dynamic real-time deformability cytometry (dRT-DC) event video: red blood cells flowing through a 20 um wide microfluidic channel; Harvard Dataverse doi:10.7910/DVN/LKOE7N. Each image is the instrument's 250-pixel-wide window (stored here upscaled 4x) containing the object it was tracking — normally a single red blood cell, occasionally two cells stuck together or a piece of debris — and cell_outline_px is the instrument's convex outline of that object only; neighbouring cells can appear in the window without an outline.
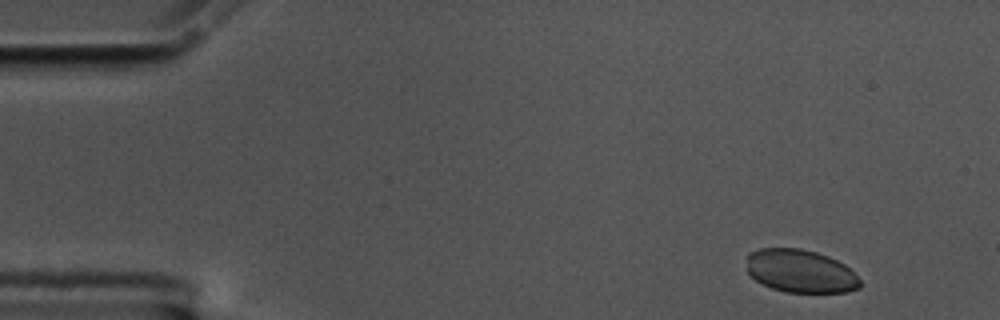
{"species": "common noctule bat (a hibernating species)", "species_latin": "Nyctalus noctula", "temperature_condition": "cold", "stored_images_in_passage": 55, "camera_frame_rate_fps": 3000, "um_per_image_px": 0.085, "animal": {"sex": "male", "body_mass_g": 17.5, "forearm_length_mm": 52.3}, "frame": {"image": 1, "passage_image": 3, "time_ms": 0.667, "image_size_px": [1000, 320], "cell_outline_px": [[860, 288], [848, 292], [784, 292], [772, 288], [756, 280], [748, 272], [748, 252], [760, 248], [800, 248], [816, 252], [828, 256], [844, 264], [860, 280]], "centroid_in_image_um": [68.04, 23.04], "position_along_channel_um": 17.0, "area_um2": 28.32}}
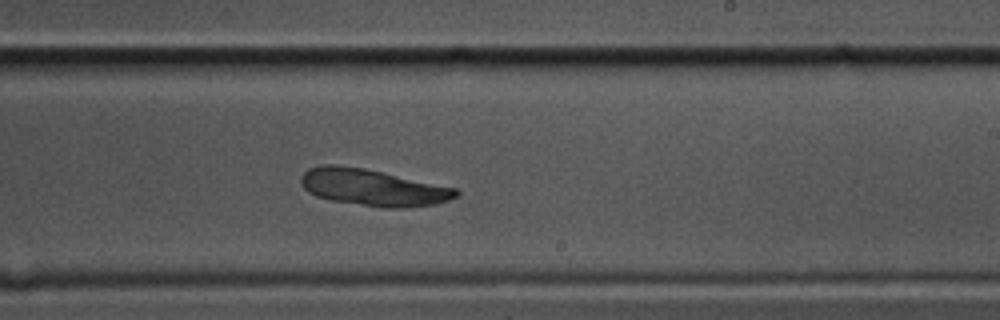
{"frame": {"image": 2, "passage_image": 32, "time_ms": 10.333, "image_size_px": [1000, 320], "cell_outline_px": [[460, 192], [456, 196], [448, 200], [436, 204], [408, 208], [380, 208], [332, 200], [316, 196], [308, 192], [304, 188], [300, 180], [304, 172], [308, 168], [324, 164], [336, 164], [364, 168], [456, 188]], "centroid_in_image_um": [31.68, 15.94], "position_along_channel_um": 257.3, "area_um2": 33.18}}
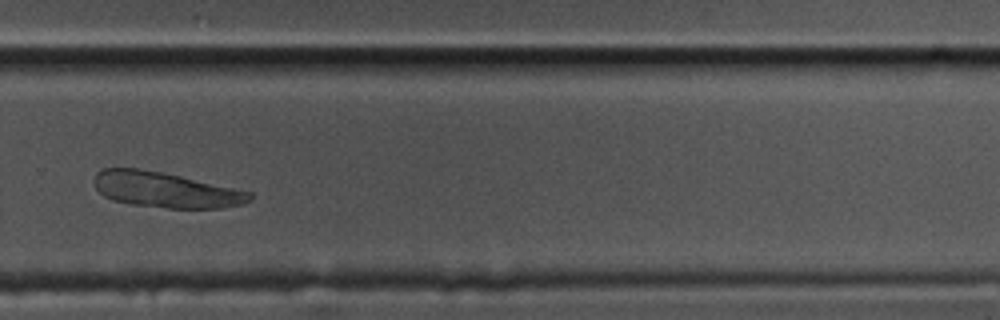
{"frame": {"image": 3, "passage_image": 37, "time_ms": 12.0, "image_size_px": [1000, 320], "cell_outline_px": [[252, 200], [244, 204], [224, 208], [168, 208], [132, 204], [112, 200], [104, 196], [92, 184], [92, 180], [96, 172], [104, 168], [136, 168], [160, 172], [180, 176], [252, 192]], "centroid_in_image_um": [14.05, 16.14], "position_along_channel_um": 315.7, "area_um2": 32.19}}